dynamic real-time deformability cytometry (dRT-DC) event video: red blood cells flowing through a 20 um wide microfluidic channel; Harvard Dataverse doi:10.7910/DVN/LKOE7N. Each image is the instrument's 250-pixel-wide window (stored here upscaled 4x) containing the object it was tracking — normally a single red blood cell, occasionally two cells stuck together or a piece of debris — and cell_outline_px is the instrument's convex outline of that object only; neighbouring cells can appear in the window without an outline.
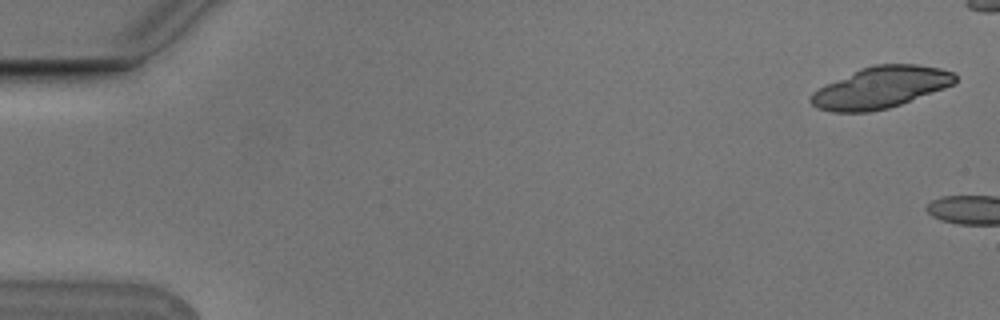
{"species": "Egyptian fruit bat (a non-hibernating species)", "species_latin": "Rousettus aegyptiacus", "temperature_condition": "cold", "stored_images_in_passage": 4, "camera_frame_rate_fps": 3000, "um_per_image_px": 0.085, "animal": {"sex": "male"}, "frame": {"image": 1, "passage_image": 1, "time_ms": 0.0, "image_size_px": [1000, 320], "cell_outline_px": [[956, 84], [900, 104], [888, 108], [868, 112], [832, 112], [816, 108], [808, 100], [812, 92], [860, 68], [876, 64], [920, 64], [940, 68], [952, 72], [956, 76]], "centroid_in_image_um": [74.87, 7.44], "position_along_channel_um": 10.1, "area_um2": 34.74}}